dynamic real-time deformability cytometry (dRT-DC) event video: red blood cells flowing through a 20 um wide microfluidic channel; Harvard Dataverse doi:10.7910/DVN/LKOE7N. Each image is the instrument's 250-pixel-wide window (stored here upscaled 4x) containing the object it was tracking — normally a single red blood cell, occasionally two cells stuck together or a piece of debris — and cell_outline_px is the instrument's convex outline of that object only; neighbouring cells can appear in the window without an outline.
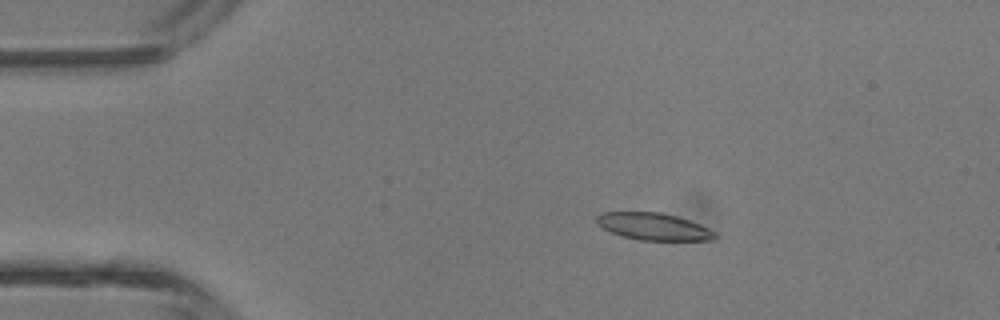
{"species": "common noctule bat (a hibernating species)", "species_latin": "Nyctalus noctula", "temperature_condition": "room temperature", "stored_images_in_passage": 4, "camera_frame_rate_fps": 3000, "um_per_image_px": 0.085, "animal": {"sex": "male", "body_mass_g": 13.3}, "frame": {"image": 1, "passage_image": 3, "time_ms": 2.333, "image_size_px": [1000, 320], "cell_outline_px": [[716, 236], [712, 240], [640, 240], [624, 236], [612, 232], [596, 224], [596, 216], [600, 212], [660, 212], [676, 216], [700, 224], [716, 232]], "centroid_in_image_um": [55.54, 19.25], "position_along_channel_um": 29.5, "area_um2": 18.55}}